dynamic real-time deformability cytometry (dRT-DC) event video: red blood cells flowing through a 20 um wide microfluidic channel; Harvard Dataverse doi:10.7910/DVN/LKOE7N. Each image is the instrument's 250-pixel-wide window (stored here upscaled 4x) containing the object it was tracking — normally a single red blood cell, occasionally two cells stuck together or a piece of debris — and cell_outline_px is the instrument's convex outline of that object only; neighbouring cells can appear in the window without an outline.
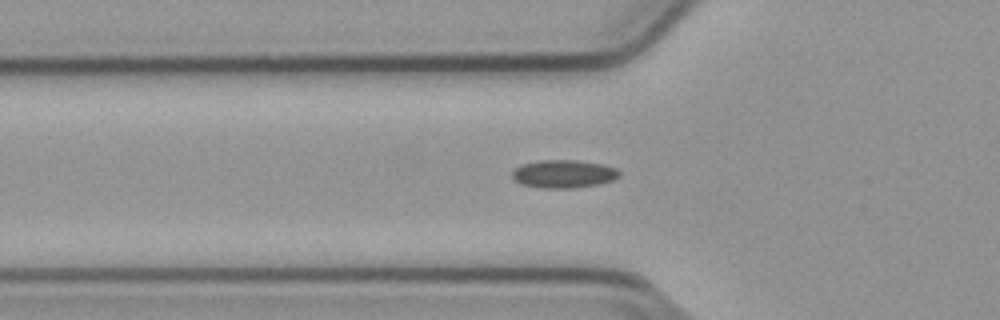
{"species": "common noctule bat (a hibernating species)", "species_latin": "Nyctalus noctula", "temperature_condition": "cold", "stored_images_in_passage": 37, "camera_frame_rate_fps": 3000, "um_per_image_px": 0.085, "animal": {"sex": "male", "body_mass_g": 23.1, "forearm_length_mm": 52.7}, "frame": {"image": 1, "passage_image": 5, "time_ms": 1.333, "image_size_px": [1000, 320], "cell_outline_px": [[620, 176], [612, 180], [600, 184], [572, 188], [540, 188], [520, 184], [512, 176], [512, 172], [520, 164], [540, 160], [576, 160], [600, 164], [616, 168], [620, 172]], "centroid_in_image_um": [47.89, 14.78], "position_along_channel_um": 77.9, "area_um2": 17.51}}
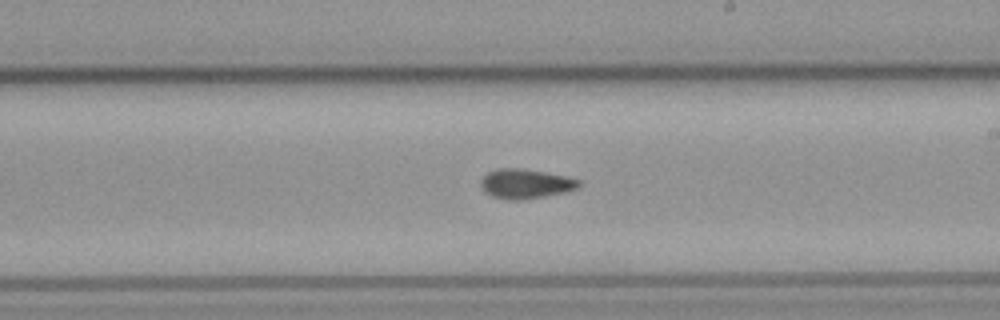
{"frame": {"image": 2, "passage_image": 18, "time_ms": 5.667, "image_size_px": [1000, 320], "cell_outline_px": [[580, 184], [576, 188], [564, 192], [544, 196], [520, 200], [508, 200], [492, 196], [484, 192], [480, 184], [480, 180], [488, 172], [496, 168], [520, 168], [568, 176], [580, 180]], "centroid_in_image_um": [44.64, 15.61], "position_along_channel_um": 244.4, "area_um2": 16.88}}
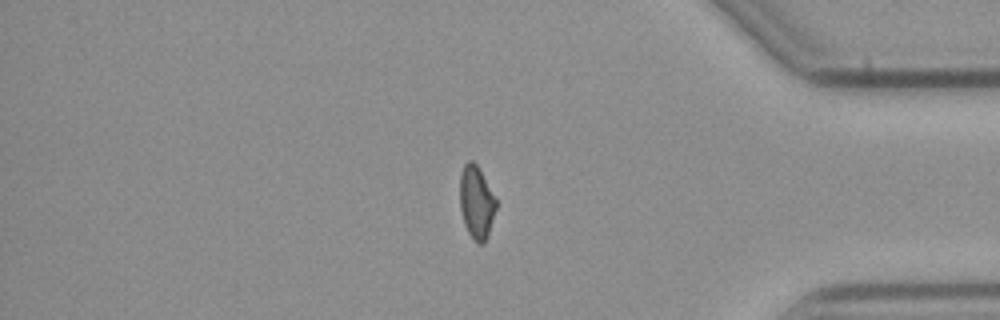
{"frame": {"image": 3, "passage_image": 32, "time_ms": 10.333, "image_size_px": [1000, 320], "cell_outline_px": [[496, 208], [484, 244], [476, 244], [468, 232], [464, 224], [460, 208], [460, 176], [464, 164], [468, 160], [472, 160], [476, 164], [496, 200]], "centroid_in_image_um": [40.47, 17.21], "position_along_channel_um": 394.7, "area_um2": 15.09}}